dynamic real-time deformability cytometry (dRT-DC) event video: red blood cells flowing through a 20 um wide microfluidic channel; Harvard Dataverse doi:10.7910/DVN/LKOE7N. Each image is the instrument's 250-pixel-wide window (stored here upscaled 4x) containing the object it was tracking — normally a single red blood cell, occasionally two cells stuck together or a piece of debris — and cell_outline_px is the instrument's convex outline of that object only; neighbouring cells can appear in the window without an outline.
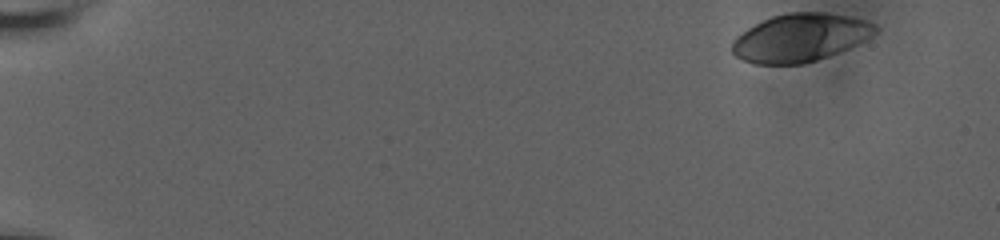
{"species": "human", "species_latin": "Homo sapiens", "temperature_condition": "room temperature", "stored_images_in_passage": 6, "camera_frame_rate_fps": 3000, "um_per_image_px": 0.085, "donor": {"sex": "male"}, "frame": {"image": 1, "passage_image": 1, "time_ms": 0.0, "image_size_px": [1000, 240], "cell_outline_px": [[880, 28], [876, 32], [864, 40], [856, 44], [828, 56], [804, 64], [756, 64], [744, 60], [736, 56], [732, 52], [732, 40], [736, 36], [748, 28], [772, 16], [788, 12], [824, 12], [848, 16], [864, 20], [876, 24]], "centroid_in_image_um": [68.01, 3.2], "position_along_channel_um": 17.0, "area_um2": 39.82}}
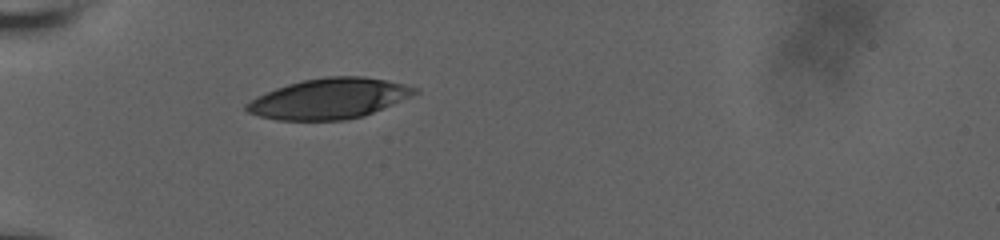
{"frame": {"image": 2, "passage_image": 6, "time_ms": 5.0, "image_size_px": [1000, 240], "cell_outline_px": [[420, 92], [412, 96], [364, 116], [344, 120], [276, 120], [260, 116], [248, 112], [244, 108], [244, 104], [256, 96], [276, 88], [300, 80], [324, 76], [364, 76], [404, 84], [420, 88]], "centroid_in_image_um": [27.97, 8.37], "position_along_channel_um": 57.0, "area_um2": 39.82}}